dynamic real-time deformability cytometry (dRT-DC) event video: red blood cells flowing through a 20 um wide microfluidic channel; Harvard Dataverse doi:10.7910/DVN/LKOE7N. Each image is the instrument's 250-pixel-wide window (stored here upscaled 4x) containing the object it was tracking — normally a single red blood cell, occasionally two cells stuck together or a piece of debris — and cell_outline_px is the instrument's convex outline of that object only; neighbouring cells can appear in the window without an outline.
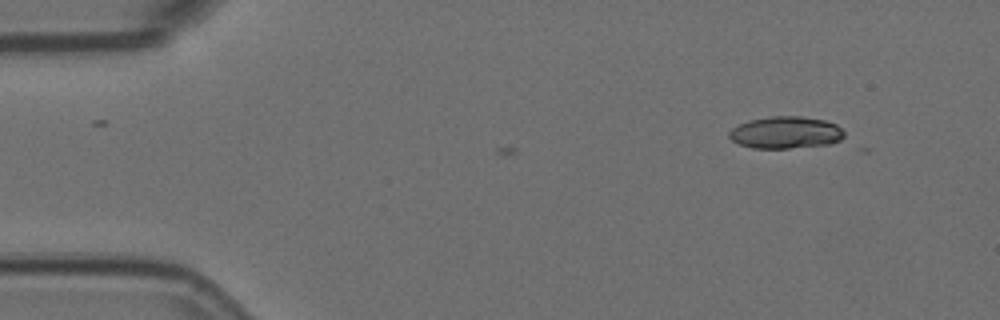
{"species": "Egyptian fruit bat (a non-hibernating species)", "species_latin": "Rousettus aegyptiacus", "temperature_condition": "room temperature", "stored_images_in_passage": 4, "camera_frame_rate_fps": 3000, "um_per_image_px": 0.085, "animal": {"sex": "female"}, "frame": {"image": 1, "passage_image": 4, "time_ms": 1.0, "image_size_px": [1000, 320], "cell_outline_px": [[844, 136], [840, 140], [828, 144], [788, 148], [752, 148], [740, 144], [732, 140], [728, 136], [728, 132], [732, 128], [748, 120], [772, 116], [800, 116], [824, 120], [836, 124], [844, 132]], "centroid_in_image_um": [66.76, 11.26], "position_along_channel_um": 18.2, "area_um2": 21.39}}